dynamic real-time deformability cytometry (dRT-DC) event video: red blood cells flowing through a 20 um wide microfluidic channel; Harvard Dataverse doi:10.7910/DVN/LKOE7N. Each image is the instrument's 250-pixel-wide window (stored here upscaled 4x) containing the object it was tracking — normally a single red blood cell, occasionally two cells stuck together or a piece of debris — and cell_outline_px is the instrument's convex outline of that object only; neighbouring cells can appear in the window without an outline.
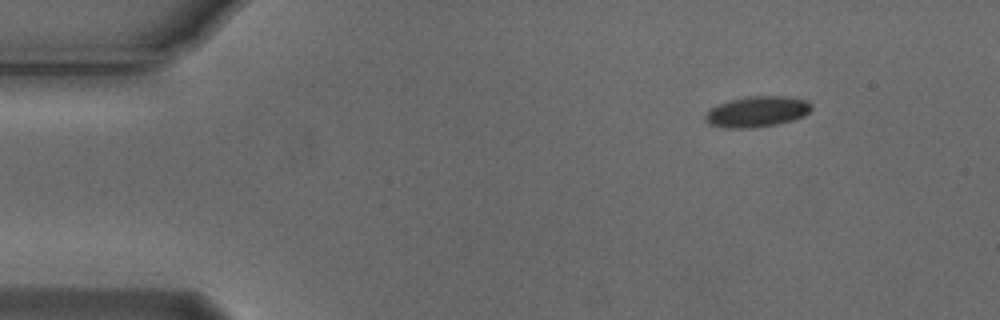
{"species": "Egyptian fruit bat (a non-hibernating species)", "species_latin": "Rousettus aegyptiacus", "temperature_condition": "cold", "stored_images_in_passage": 6, "segment_of_instrument_passage": [2, 2], "camera_frame_rate_fps": 3000, "um_per_image_px": 0.085, "animal": {"sex": "male"}, "frame": {"image": 1, "passage_image": 6, "time_ms": 1.667, "image_size_px": [1000, 320], "cell_outline_px": [[812, 108], [804, 116], [792, 120], [776, 124], [748, 128], [728, 128], [708, 124], [704, 120], [704, 116], [712, 108], [728, 100], [748, 96], [788, 96], [808, 100], [812, 104]], "centroid_in_image_um": [64.37, 9.48], "position_along_channel_um": 20.6, "area_um2": 19.02}}